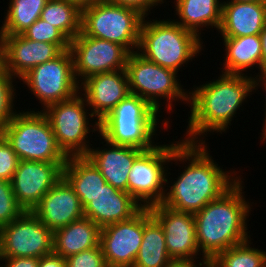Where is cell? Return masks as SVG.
<instances>
[{"mask_svg": "<svg viewBox=\"0 0 266 267\" xmlns=\"http://www.w3.org/2000/svg\"><path fill=\"white\" fill-rule=\"evenodd\" d=\"M207 143L209 142L182 141L175 148L169 163L175 162L173 164H179V167L180 163H183L182 166L185 167L182 171L178 170L180 172L176 180H170L168 176L172 174L169 170L172 169L168 166L162 205L175 211L194 214L202 210L209 202L221 197L243 176L237 175L242 171H235V168H230L228 171L222 169L223 166L221 167L210 155Z\"/></svg>", "mask_w": 266, "mask_h": 267, "instance_id": "1", "label": "cell"}, {"mask_svg": "<svg viewBox=\"0 0 266 267\" xmlns=\"http://www.w3.org/2000/svg\"><path fill=\"white\" fill-rule=\"evenodd\" d=\"M218 75L215 80L190 87V115L188 114L186 132L181 137L184 142L206 143L205 136L208 137V134L226 133L234 116L239 114L240 107L243 109L247 97L254 94L251 76L225 73Z\"/></svg>", "mask_w": 266, "mask_h": 267, "instance_id": "2", "label": "cell"}, {"mask_svg": "<svg viewBox=\"0 0 266 267\" xmlns=\"http://www.w3.org/2000/svg\"><path fill=\"white\" fill-rule=\"evenodd\" d=\"M242 180L243 177L221 197L194 213L197 245L202 256L209 261L252 236L247 224L254 202L245 198Z\"/></svg>", "mask_w": 266, "mask_h": 267, "instance_id": "3", "label": "cell"}, {"mask_svg": "<svg viewBox=\"0 0 266 267\" xmlns=\"http://www.w3.org/2000/svg\"><path fill=\"white\" fill-rule=\"evenodd\" d=\"M159 114L146 100L129 94L99 122V134L113 144L149 150L158 144L154 141L160 136L159 128L165 133L171 125L169 115L164 119Z\"/></svg>", "mask_w": 266, "mask_h": 267, "instance_id": "4", "label": "cell"}, {"mask_svg": "<svg viewBox=\"0 0 266 267\" xmlns=\"http://www.w3.org/2000/svg\"><path fill=\"white\" fill-rule=\"evenodd\" d=\"M155 18L144 17L140 27L137 52L144 58L178 73L206 49L202 39L175 23L170 15L168 19Z\"/></svg>", "mask_w": 266, "mask_h": 267, "instance_id": "5", "label": "cell"}, {"mask_svg": "<svg viewBox=\"0 0 266 267\" xmlns=\"http://www.w3.org/2000/svg\"><path fill=\"white\" fill-rule=\"evenodd\" d=\"M125 71L130 93L146 100L159 113L175 112L176 101L188 106L189 89L183 88L179 73L174 70L157 65L135 51L129 54ZM163 105L166 110L161 108Z\"/></svg>", "mask_w": 266, "mask_h": 267, "instance_id": "6", "label": "cell"}, {"mask_svg": "<svg viewBox=\"0 0 266 267\" xmlns=\"http://www.w3.org/2000/svg\"><path fill=\"white\" fill-rule=\"evenodd\" d=\"M32 109L20 110L1 128L6 141L19 160L65 164L68 157L59 148L48 118L41 110Z\"/></svg>", "mask_w": 266, "mask_h": 267, "instance_id": "7", "label": "cell"}, {"mask_svg": "<svg viewBox=\"0 0 266 267\" xmlns=\"http://www.w3.org/2000/svg\"><path fill=\"white\" fill-rule=\"evenodd\" d=\"M41 111L48 118L57 144L67 157L87 155L93 145L89 138L92 139L91 134H99L100 123L92 115L80 91Z\"/></svg>", "mask_w": 266, "mask_h": 267, "instance_id": "8", "label": "cell"}, {"mask_svg": "<svg viewBox=\"0 0 266 267\" xmlns=\"http://www.w3.org/2000/svg\"><path fill=\"white\" fill-rule=\"evenodd\" d=\"M143 19L135 9L96 0L82 8L81 31L87 36L118 43L133 53L138 49Z\"/></svg>", "mask_w": 266, "mask_h": 267, "instance_id": "9", "label": "cell"}, {"mask_svg": "<svg viewBox=\"0 0 266 267\" xmlns=\"http://www.w3.org/2000/svg\"><path fill=\"white\" fill-rule=\"evenodd\" d=\"M160 144L144 150L133 162L128 176V193L141 205L150 208L165 196L166 171L175 148L183 141Z\"/></svg>", "mask_w": 266, "mask_h": 267, "instance_id": "10", "label": "cell"}, {"mask_svg": "<svg viewBox=\"0 0 266 267\" xmlns=\"http://www.w3.org/2000/svg\"><path fill=\"white\" fill-rule=\"evenodd\" d=\"M20 80L34 98L39 100L42 110L51 104L67 100L80 91L70 50H64L54 59L35 66L18 83H21Z\"/></svg>", "mask_w": 266, "mask_h": 267, "instance_id": "11", "label": "cell"}, {"mask_svg": "<svg viewBox=\"0 0 266 267\" xmlns=\"http://www.w3.org/2000/svg\"><path fill=\"white\" fill-rule=\"evenodd\" d=\"M54 232L32 211L0 228V258L41 257L53 252Z\"/></svg>", "mask_w": 266, "mask_h": 267, "instance_id": "12", "label": "cell"}, {"mask_svg": "<svg viewBox=\"0 0 266 267\" xmlns=\"http://www.w3.org/2000/svg\"><path fill=\"white\" fill-rule=\"evenodd\" d=\"M74 74L79 84L89 76L125 69L130 52L122 45L85 35L70 41Z\"/></svg>", "mask_w": 266, "mask_h": 267, "instance_id": "13", "label": "cell"}, {"mask_svg": "<svg viewBox=\"0 0 266 267\" xmlns=\"http://www.w3.org/2000/svg\"><path fill=\"white\" fill-rule=\"evenodd\" d=\"M65 164L20 160L11 180L12 190L24 211H32L41 198L63 178Z\"/></svg>", "mask_w": 266, "mask_h": 267, "instance_id": "14", "label": "cell"}, {"mask_svg": "<svg viewBox=\"0 0 266 267\" xmlns=\"http://www.w3.org/2000/svg\"><path fill=\"white\" fill-rule=\"evenodd\" d=\"M143 239V208L132 218L101 228L100 245L107 267H133Z\"/></svg>", "mask_w": 266, "mask_h": 267, "instance_id": "15", "label": "cell"}, {"mask_svg": "<svg viewBox=\"0 0 266 267\" xmlns=\"http://www.w3.org/2000/svg\"><path fill=\"white\" fill-rule=\"evenodd\" d=\"M149 209L163 228L167 252L172 260L205 259L200 256L197 245L193 213L175 211L161 203Z\"/></svg>", "mask_w": 266, "mask_h": 267, "instance_id": "16", "label": "cell"}, {"mask_svg": "<svg viewBox=\"0 0 266 267\" xmlns=\"http://www.w3.org/2000/svg\"><path fill=\"white\" fill-rule=\"evenodd\" d=\"M80 92L99 122L131 94L125 69L89 76L80 84Z\"/></svg>", "mask_w": 266, "mask_h": 267, "instance_id": "17", "label": "cell"}, {"mask_svg": "<svg viewBox=\"0 0 266 267\" xmlns=\"http://www.w3.org/2000/svg\"><path fill=\"white\" fill-rule=\"evenodd\" d=\"M62 50L52 43L19 35H4L3 68L18 80L30 69L57 57Z\"/></svg>", "mask_w": 266, "mask_h": 267, "instance_id": "18", "label": "cell"}, {"mask_svg": "<svg viewBox=\"0 0 266 267\" xmlns=\"http://www.w3.org/2000/svg\"><path fill=\"white\" fill-rule=\"evenodd\" d=\"M53 232L84 217V208L70 184L62 178L32 210Z\"/></svg>", "mask_w": 266, "mask_h": 267, "instance_id": "19", "label": "cell"}, {"mask_svg": "<svg viewBox=\"0 0 266 267\" xmlns=\"http://www.w3.org/2000/svg\"><path fill=\"white\" fill-rule=\"evenodd\" d=\"M102 147L91 146L87 157L98 168L102 176L116 189L128 192V176L135 159L144 151L131 146L117 145L105 140L100 134Z\"/></svg>", "mask_w": 266, "mask_h": 267, "instance_id": "20", "label": "cell"}, {"mask_svg": "<svg viewBox=\"0 0 266 267\" xmlns=\"http://www.w3.org/2000/svg\"><path fill=\"white\" fill-rule=\"evenodd\" d=\"M141 209V205L128 192L106 183L84 207V217L103 228L130 219Z\"/></svg>", "mask_w": 266, "mask_h": 267, "instance_id": "21", "label": "cell"}, {"mask_svg": "<svg viewBox=\"0 0 266 267\" xmlns=\"http://www.w3.org/2000/svg\"><path fill=\"white\" fill-rule=\"evenodd\" d=\"M266 25V1L236 2L223 0L220 37L260 34Z\"/></svg>", "mask_w": 266, "mask_h": 267, "instance_id": "22", "label": "cell"}, {"mask_svg": "<svg viewBox=\"0 0 266 267\" xmlns=\"http://www.w3.org/2000/svg\"><path fill=\"white\" fill-rule=\"evenodd\" d=\"M220 38H222L223 47L225 46L224 62L220 65L223 66L221 73L252 77L253 73L249 71L252 72L254 68H258V72H261L262 48L259 34Z\"/></svg>", "mask_w": 266, "mask_h": 267, "instance_id": "23", "label": "cell"}, {"mask_svg": "<svg viewBox=\"0 0 266 267\" xmlns=\"http://www.w3.org/2000/svg\"><path fill=\"white\" fill-rule=\"evenodd\" d=\"M172 3L175 7L174 16H177L172 20L200 39L201 32L206 28L219 30L223 0H174Z\"/></svg>", "mask_w": 266, "mask_h": 267, "instance_id": "24", "label": "cell"}, {"mask_svg": "<svg viewBox=\"0 0 266 267\" xmlns=\"http://www.w3.org/2000/svg\"><path fill=\"white\" fill-rule=\"evenodd\" d=\"M101 228L83 217L54 231L53 252L62 258L97 247Z\"/></svg>", "mask_w": 266, "mask_h": 267, "instance_id": "25", "label": "cell"}, {"mask_svg": "<svg viewBox=\"0 0 266 267\" xmlns=\"http://www.w3.org/2000/svg\"><path fill=\"white\" fill-rule=\"evenodd\" d=\"M63 178L73 188L83 208L106 184L101 172L87 156L68 157L63 168Z\"/></svg>", "mask_w": 266, "mask_h": 267, "instance_id": "26", "label": "cell"}, {"mask_svg": "<svg viewBox=\"0 0 266 267\" xmlns=\"http://www.w3.org/2000/svg\"><path fill=\"white\" fill-rule=\"evenodd\" d=\"M171 261L162 226L143 208V239L133 267H167Z\"/></svg>", "mask_w": 266, "mask_h": 267, "instance_id": "27", "label": "cell"}, {"mask_svg": "<svg viewBox=\"0 0 266 267\" xmlns=\"http://www.w3.org/2000/svg\"><path fill=\"white\" fill-rule=\"evenodd\" d=\"M48 0H9L0 30L3 35H19L37 19Z\"/></svg>", "mask_w": 266, "mask_h": 267, "instance_id": "28", "label": "cell"}, {"mask_svg": "<svg viewBox=\"0 0 266 267\" xmlns=\"http://www.w3.org/2000/svg\"><path fill=\"white\" fill-rule=\"evenodd\" d=\"M41 19L58 28L70 41L81 32L82 8L66 0H48Z\"/></svg>", "mask_w": 266, "mask_h": 267, "instance_id": "29", "label": "cell"}, {"mask_svg": "<svg viewBox=\"0 0 266 267\" xmlns=\"http://www.w3.org/2000/svg\"><path fill=\"white\" fill-rule=\"evenodd\" d=\"M252 238L217 254L212 267H266V250L254 247ZM253 245V246H252Z\"/></svg>", "mask_w": 266, "mask_h": 267, "instance_id": "30", "label": "cell"}, {"mask_svg": "<svg viewBox=\"0 0 266 267\" xmlns=\"http://www.w3.org/2000/svg\"><path fill=\"white\" fill-rule=\"evenodd\" d=\"M16 80L17 78L4 68L0 70V128L7 125L20 111L15 109L18 98L16 95L18 87H15L17 86Z\"/></svg>", "mask_w": 266, "mask_h": 267, "instance_id": "31", "label": "cell"}, {"mask_svg": "<svg viewBox=\"0 0 266 267\" xmlns=\"http://www.w3.org/2000/svg\"><path fill=\"white\" fill-rule=\"evenodd\" d=\"M22 35L33 41L56 44L62 51L69 50L70 40L55 26L39 18Z\"/></svg>", "mask_w": 266, "mask_h": 267, "instance_id": "32", "label": "cell"}, {"mask_svg": "<svg viewBox=\"0 0 266 267\" xmlns=\"http://www.w3.org/2000/svg\"><path fill=\"white\" fill-rule=\"evenodd\" d=\"M24 212L18 204L11 182L0 179V228L9 224Z\"/></svg>", "mask_w": 266, "mask_h": 267, "instance_id": "33", "label": "cell"}, {"mask_svg": "<svg viewBox=\"0 0 266 267\" xmlns=\"http://www.w3.org/2000/svg\"><path fill=\"white\" fill-rule=\"evenodd\" d=\"M66 267H107L101 245L70 255Z\"/></svg>", "mask_w": 266, "mask_h": 267, "instance_id": "34", "label": "cell"}, {"mask_svg": "<svg viewBox=\"0 0 266 267\" xmlns=\"http://www.w3.org/2000/svg\"><path fill=\"white\" fill-rule=\"evenodd\" d=\"M19 161L16 152L5 140L0 145V179L11 182Z\"/></svg>", "mask_w": 266, "mask_h": 267, "instance_id": "35", "label": "cell"}, {"mask_svg": "<svg viewBox=\"0 0 266 267\" xmlns=\"http://www.w3.org/2000/svg\"><path fill=\"white\" fill-rule=\"evenodd\" d=\"M110 3L118 4L120 6L129 7L137 10L144 17L151 16L156 6L164 4L162 0H107ZM150 12V13H149Z\"/></svg>", "mask_w": 266, "mask_h": 267, "instance_id": "36", "label": "cell"}, {"mask_svg": "<svg viewBox=\"0 0 266 267\" xmlns=\"http://www.w3.org/2000/svg\"><path fill=\"white\" fill-rule=\"evenodd\" d=\"M256 74V75H255ZM253 74L252 78H253V92L255 93L258 88H262L264 89L263 92L265 93L264 94V107L265 109L263 110L264 111V117L263 118V129L261 130L262 132H260V141H261V144H265L266 143V71H261V72H258V73H255Z\"/></svg>", "mask_w": 266, "mask_h": 267, "instance_id": "37", "label": "cell"}, {"mask_svg": "<svg viewBox=\"0 0 266 267\" xmlns=\"http://www.w3.org/2000/svg\"><path fill=\"white\" fill-rule=\"evenodd\" d=\"M38 265L39 259L34 257L0 258V267H38Z\"/></svg>", "mask_w": 266, "mask_h": 267, "instance_id": "38", "label": "cell"}, {"mask_svg": "<svg viewBox=\"0 0 266 267\" xmlns=\"http://www.w3.org/2000/svg\"><path fill=\"white\" fill-rule=\"evenodd\" d=\"M38 267H66V261L65 258L52 252L39 259Z\"/></svg>", "mask_w": 266, "mask_h": 267, "instance_id": "39", "label": "cell"}, {"mask_svg": "<svg viewBox=\"0 0 266 267\" xmlns=\"http://www.w3.org/2000/svg\"><path fill=\"white\" fill-rule=\"evenodd\" d=\"M167 267H210V261L208 259L172 260Z\"/></svg>", "mask_w": 266, "mask_h": 267, "instance_id": "40", "label": "cell"}, {"mask_svg": "<svg viewBox=\"0 0 266 267\" xmlns=\"http://www.w3.org/2000/svg\"><path fill=\"white\" fill-rule=\"evenodd\" d=\"M262 58H261V71H266V25L260 32Z\"/></svg>", "mask_w": 266, "mask_h": 267, "instance_id": "41", "label": "cell"}, {"mask_svg": "<svg viewBox=\"0 0 266 267\" xmlns=\"http://www.w3.org/2000/svg\"><path fill=\"white\" fill-rule=\"evenodd\" d=\"M66 1H70L74 4H77L79 7L84 8L85 6L90 5L96 0H66Z\"/></svg>", "mask_w": 266, "mask_h": 267, "instance_id": "42", "label": "cell"}, {"mask_svg": "<svg viewBox=\"0 0 266 267\" xmlns=\"http://www.w3.org/2000/svg\"><path fill=\"white\" fill-rule=\"evenodd\" d=\"M3 38L4 35L0 30V70L3 69Z\"/></svg>", "mask_w": 266, "mask_h": 267, "instance_id": "43", "label": "cell"}, {"mask_svg": "<svg viewBox=\"0 0 266 267\" xmlns=\"http://www.w3.org/2000/svg\"><path fill=\"white\" fill-rule=\"evenodd\" d=\"M6 140L3 130L0 128V145Z\"/></svg>", "mask_w": 266, "mask_h": 267, "instance_id": "44", "label": "cell"}, {"mask_svg": "<svg viewBox=\"0 0 266 267\" xmlns=\"http://www.w3.org/2000/svg\"><path fill=\"white\" fill-rule=\"evenodd\" d=\"M229 1H236V2H258V1H266V0H229Z\"/></svg>", "mask_w": 266, "mask_h": 267, "instance_id": "45", "label": "cell"}]
</instances>
